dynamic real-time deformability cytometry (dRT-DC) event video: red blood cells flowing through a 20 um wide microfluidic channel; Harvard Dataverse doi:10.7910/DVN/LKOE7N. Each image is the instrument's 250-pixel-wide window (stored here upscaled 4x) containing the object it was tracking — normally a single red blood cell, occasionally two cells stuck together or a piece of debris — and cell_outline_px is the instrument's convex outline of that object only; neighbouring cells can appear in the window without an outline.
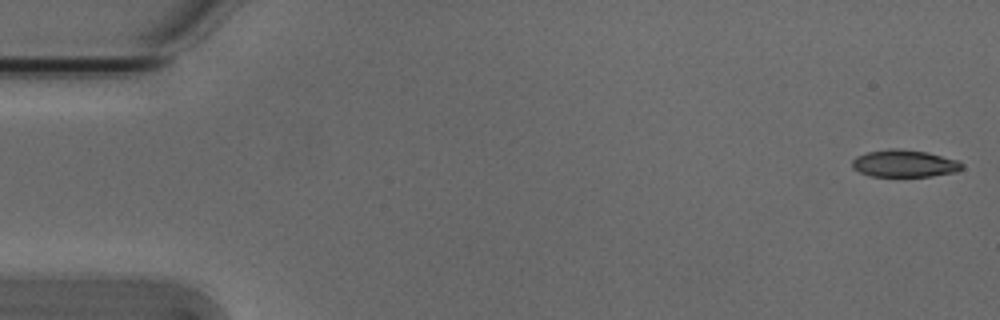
{"species": "Egyptian fruit bat (a non-hibernating species)", "species_latin": "Rousettus aegyptiacus", "temperature_condition": "cold", "stored_images_in_passage": 5, "camera_frame_rate_fps": 3000, "um_per_image_px": 0.085, "animal": {"sex": "male"}, "frame": {"image": 1, "passage_image": 1, "time_ms": 0.0, "image_size_px": [1000, 320], "cell_outline_px": [[964, 168], [956, 172], [932, 176], [872, 176], [860, 172], [852, 168], [852, 160], [856, 156], [868, 152], [888, 148], [896, 148], [928, 152], [960, 160], [964, 164]], "centroid_in_image_um": [76.92, 13.89], "position_along_channel_um": 8.1, "area_um2": 17.63}}